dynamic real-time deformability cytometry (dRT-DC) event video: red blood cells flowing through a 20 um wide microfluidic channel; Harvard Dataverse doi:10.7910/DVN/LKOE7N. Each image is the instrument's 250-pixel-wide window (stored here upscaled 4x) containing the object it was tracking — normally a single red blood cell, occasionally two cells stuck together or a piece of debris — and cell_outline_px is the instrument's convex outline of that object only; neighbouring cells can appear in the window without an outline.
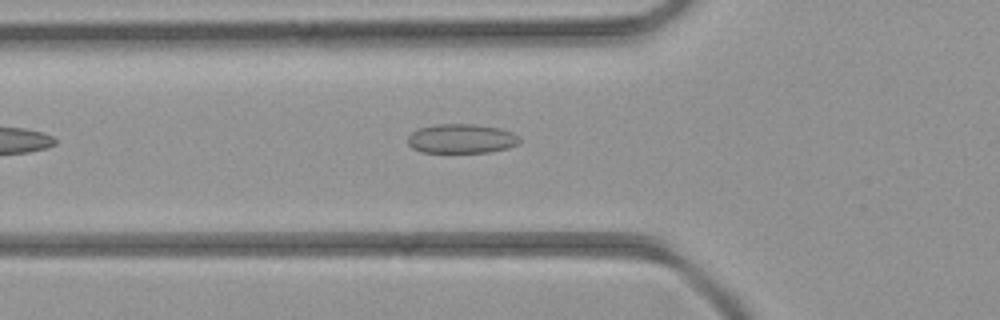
{"species": "common noctule bat (a hibernating species)", "species_latin": "Nyctalus noctula", "temperature_condition": "room temperature", "stored_images_in_passage": 4, "camera_frame_rate_fps": 3000, "um_per_image_px": 0.085, "animal": {"sex": "female", "body_mass_g": 21.9}, "frame": {"image": 1, "passage_image": 4, "time_ms": 4.333, "image_size_px": [1000, 320], "cell_outline_px": [[520, 140], [516, 144], [508, 148], [488, 152], [420, 152], [412, 148], [408, 144], [408, 136], [412, 132], [420, 128], [436, 124], [476, 124], [500, 128], [512, 132], [520, 136]], "centroid_in_image_um": [39.22, 11.78], "position_along_channel_um": 86.6, "area_um2": 19.13}}